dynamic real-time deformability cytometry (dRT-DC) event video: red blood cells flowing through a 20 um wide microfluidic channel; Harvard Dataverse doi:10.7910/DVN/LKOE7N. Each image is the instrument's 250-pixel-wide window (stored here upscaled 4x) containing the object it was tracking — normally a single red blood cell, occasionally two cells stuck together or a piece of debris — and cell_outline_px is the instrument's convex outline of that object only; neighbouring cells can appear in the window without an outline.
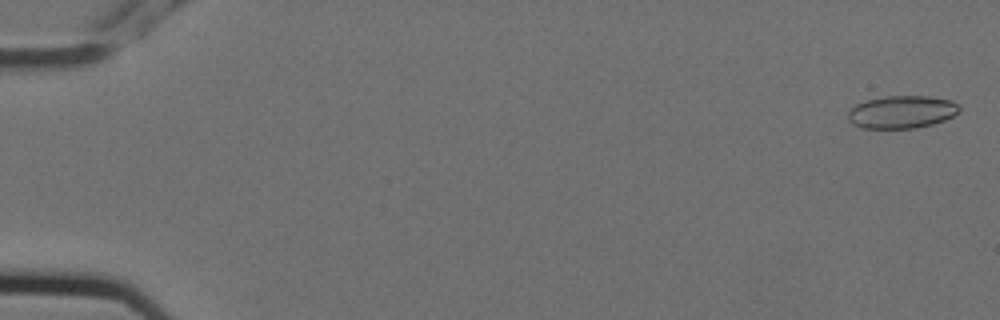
{"species": "Egyptian fruit bat (a non-hibernating species)", "species_latin": "Rousettus aegyptiacus", "temperature_condition": "cold", "stored_images_in_passage": 3, "camera_frame_rate_fps": 3000, "um_per_image_px": 0.085, "animal": {"sex": "female"}, "frame": {"image": 1, "passage_image": 3, "time_ms": 0.667, "image_size_px": [1000, 320], "cell_outline_px": [[960, 108], [952, 116], [944, 120], [932, 124], [916, 128], [860, 128], [852, 124], [848, 120], [848, 108], [856, 104], [868, 100], [888, 96], [928, 96], [952, 100], [960, 104]], "centroid_in_image_um": [76.63, 9.52], "position_along_channel_um": 8.4, "area_um2": 21.27}}